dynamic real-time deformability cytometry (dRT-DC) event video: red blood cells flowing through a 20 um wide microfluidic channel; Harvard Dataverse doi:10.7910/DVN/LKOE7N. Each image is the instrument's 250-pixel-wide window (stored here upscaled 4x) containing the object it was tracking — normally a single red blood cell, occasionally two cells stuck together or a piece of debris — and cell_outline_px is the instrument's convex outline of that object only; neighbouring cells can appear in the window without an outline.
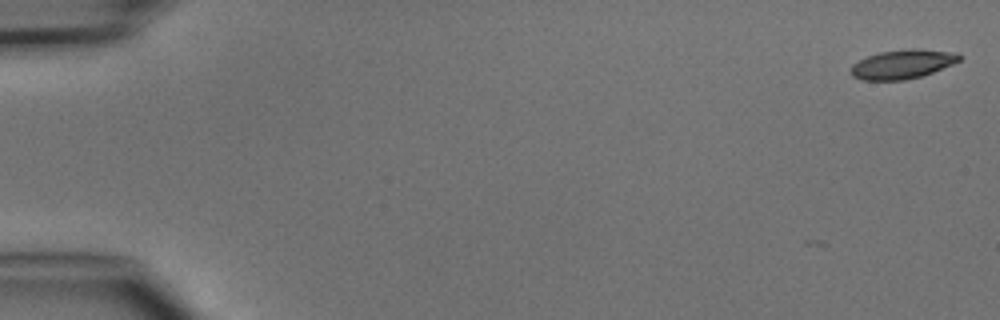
{"species": "common noctule bat (a hibernating species)", "species_latin": "Nyctalus noctula", "temperature_condition": "cold", "stored_images_in_passage": 6, "camera_frame_rate_fps": 3000, "um_per_image_px": 0.085, "animal": {"sex": "male", "body_mass_g": 15.6}, "frame": {"image": 1, "passage_image": 1, "time_ms": 0.0, "image_size_px": [1000, 320], "cell_outline_px": [[960, 60], [952, 64], [932, 72], [920, 76], [904, 80], [864, 80], [852, 76], [852, 64], [868, 56], [880, 52], [912, 48], [916, 48], [956, 52], [960, 56]], "centroid_in_image_um": [76.72, 5.44], "position_along_channel_um": 8.3, "area_um2": 18.15}}
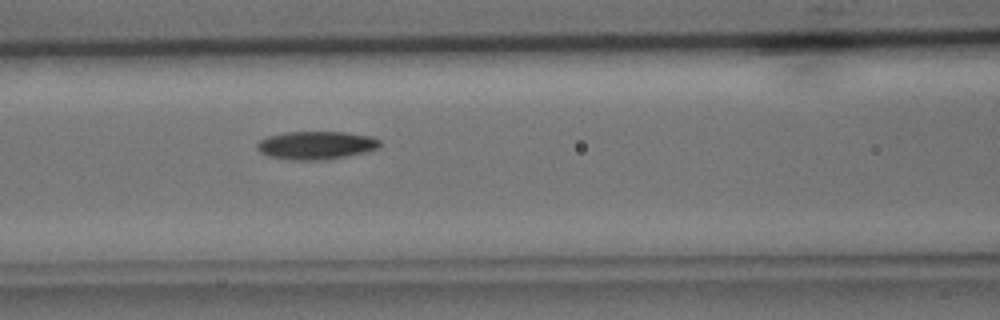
{"frame": {"image": 2, "passage_image": 6, "time_ms": 6.667, "image_size_px": [1000, 320], "cell_outline_px": [[380, 148], [348, 156], [324, 160], [292, 160], [268, 156], [260, 152], [256, 148], [256, 144], [260, 140], [268, 136], [288, 132], [344, 132], [372, 136], [380, 140]], "centroid_in_image_um": [26.88, 12.35], "position_along_channel_um": 139.7, "area_um2": 20.23}}